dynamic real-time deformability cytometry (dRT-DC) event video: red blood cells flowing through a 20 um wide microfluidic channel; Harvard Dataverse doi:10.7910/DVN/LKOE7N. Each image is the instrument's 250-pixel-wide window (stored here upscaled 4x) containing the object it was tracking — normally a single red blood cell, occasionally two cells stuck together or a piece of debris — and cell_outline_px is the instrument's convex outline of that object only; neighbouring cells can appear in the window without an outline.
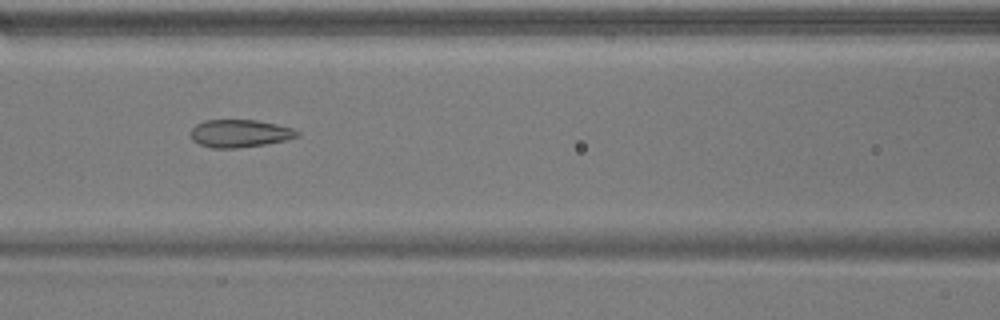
{"species": "common noctule bat (a hibernating species)", "species_latin": "Nyctalus noctula", "temperature_condition": "warm", "stored_images_in_passage": 19, "camera_frame_rate_fps": 3000, "um_per_image_px": 0.085, "animal": {"sex": "male", "body_mass_g": 17.9}, "frame": {"image": 1, "passage_image": 15, "time_ms": 4.667, "image_size_px": [1000, 320], "cell_outline_px": [[300, 136], [288, 140], [264, 144], [236, 148], [212, 148], [200, 144], [192, 140], [192, 128], [196, 124], [204, 120], [256, 120], [276, 124], [292, 128], [300, 132]], "centroid_in_image_um": [20.41, 11.34], "position_along_channel_um": 146.2, "area_um2": 17.17}}